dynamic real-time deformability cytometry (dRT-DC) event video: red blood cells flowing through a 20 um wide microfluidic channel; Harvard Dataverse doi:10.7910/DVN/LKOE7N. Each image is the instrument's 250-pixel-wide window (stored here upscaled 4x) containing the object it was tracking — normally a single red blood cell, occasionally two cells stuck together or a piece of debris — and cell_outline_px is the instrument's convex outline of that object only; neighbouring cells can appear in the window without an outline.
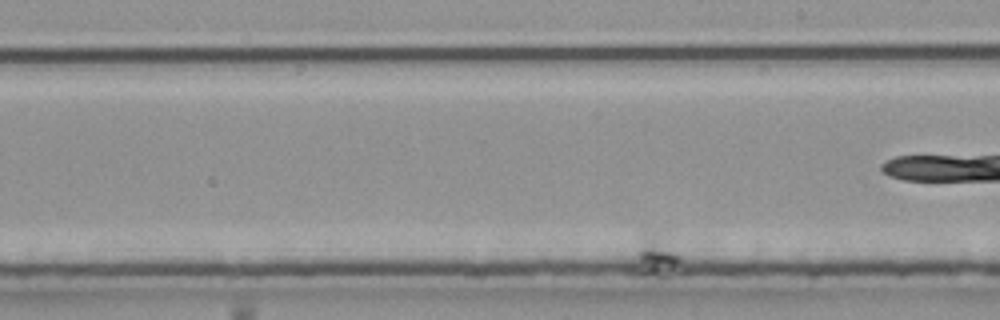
{"species": "common noctule bat (a hibernating species)", "species_latin": "Nyctalus noctula", "temperature_condition": "room temperature", "stored_images_in_passage": 90, "camera_frame_rate_fps": 3000, "um_per_image_px": 0.085, "animal": {"sex": "male", "body_mass_g": 20.4}, "frame": {"image": 1, "passage_image": 58, "time_ms": 19.0, "image_size_px": [1000, 320], "cell_outline_px": [[684, 260], [660, 284], [652, 284], [628, 260], [644, 232], [648, 228], [668, 228], [676, 232]], "centroid_in_image_um": [55.86, 21.62], "position_along_channel_um": 233.1, "area_um2": 15.2}}
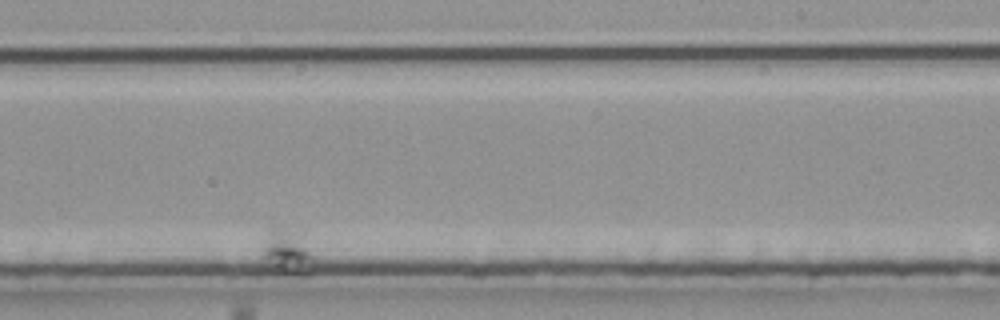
{"frame": {"image": 2, "passage_image": 66, "time_ms": 21.667, "image_size_px": [1000, 320], "cell_outline_px": [[312, 260], [300, 272], [288, 276], [276, 276], [256, 260], [256, 256], [272, 220], [304, 228], [312, 256]], "centroid_in_image_um": [24.19, 21.22], "position_along_channel_um": 264.8, "area_um2": 16.18}}